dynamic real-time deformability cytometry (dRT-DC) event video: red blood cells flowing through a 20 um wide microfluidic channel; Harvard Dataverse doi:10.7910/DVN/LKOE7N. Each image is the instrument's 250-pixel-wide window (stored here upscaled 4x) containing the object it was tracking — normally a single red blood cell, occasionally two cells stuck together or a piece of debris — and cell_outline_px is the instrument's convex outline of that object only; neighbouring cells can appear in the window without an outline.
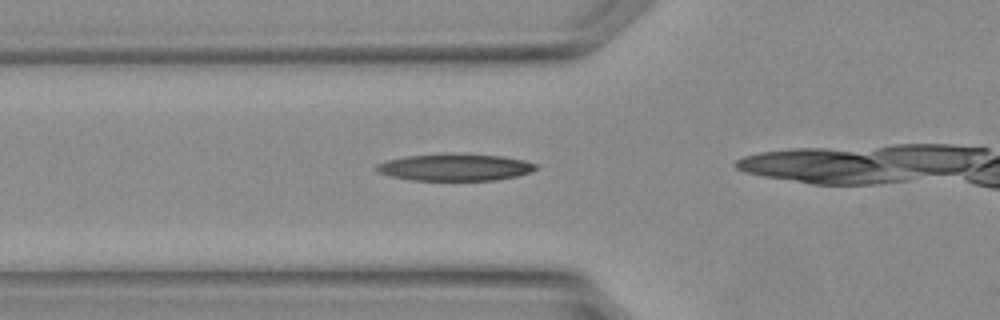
{"species": "Egyptian fruit bat (a non-hibernating species)", "species_latin": "Rousettus aegyptiacus", "temperature_condition": "warm", "stored_images_in_passage": 24, "camera_frame_rate_fps": 3000, "um_per_image_px": 0.085, "animal": {"sex": "female"}, "frame": {"image": 1, "passage_image": 8, "time_ms": 2.333, "image_size_px": [1000, 320], "cell_outline_px": [[536, 168], [532, 172], [516, 176], [496, 180], [412, 180], [392, 176], [376, 172], [372, 168], [376, 164], [388, 160], [404, 156], [452, 152], [500, 156], [524, 160], [536, 164]], "centroid_in_image_um": [38.63, 14.2], "position_along_channel_um": 87.2, "area_um2": 25.37}}